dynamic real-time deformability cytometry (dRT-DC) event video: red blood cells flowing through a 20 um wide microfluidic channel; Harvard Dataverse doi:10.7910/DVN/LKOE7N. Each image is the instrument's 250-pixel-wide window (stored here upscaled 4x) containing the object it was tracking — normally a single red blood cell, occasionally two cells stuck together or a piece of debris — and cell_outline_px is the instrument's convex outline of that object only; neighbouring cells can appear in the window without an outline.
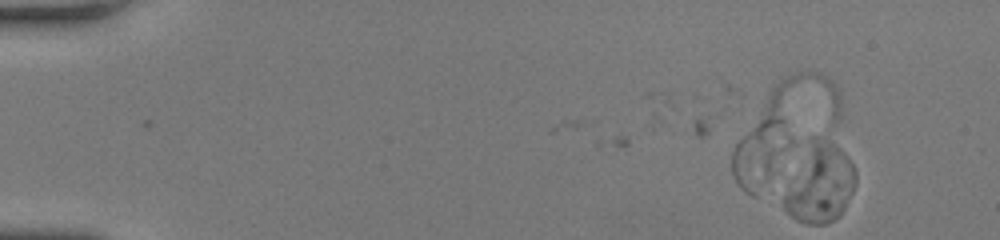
{"species": "human", "species_latin": "Homo sapiens", "temperature_condition": "room temperature", "stored_images_in_passage": 5, "camera_frame_rate_fps": 3000, "um_per_image_px": 0.085, "donor": {"sex": "female"}, "frame": {"image": 1, "passage_image": 1, "time_ms": 0.0, "image_size_px": [1000, 240], "cell_outline_px": [[856, 184], [844, 208], [832, 220], [824, 224], [808, 224], [796, 220], [784, 208], [784, 196], [804, 140], [812, 136], [820, 136], [840, 148], [844, 152], [852, 164], [856, 172]], "centroid_in_image_um": [69.66, 15.51], "position_along_channel_um": 15.3, "area_um2": 33.12}}